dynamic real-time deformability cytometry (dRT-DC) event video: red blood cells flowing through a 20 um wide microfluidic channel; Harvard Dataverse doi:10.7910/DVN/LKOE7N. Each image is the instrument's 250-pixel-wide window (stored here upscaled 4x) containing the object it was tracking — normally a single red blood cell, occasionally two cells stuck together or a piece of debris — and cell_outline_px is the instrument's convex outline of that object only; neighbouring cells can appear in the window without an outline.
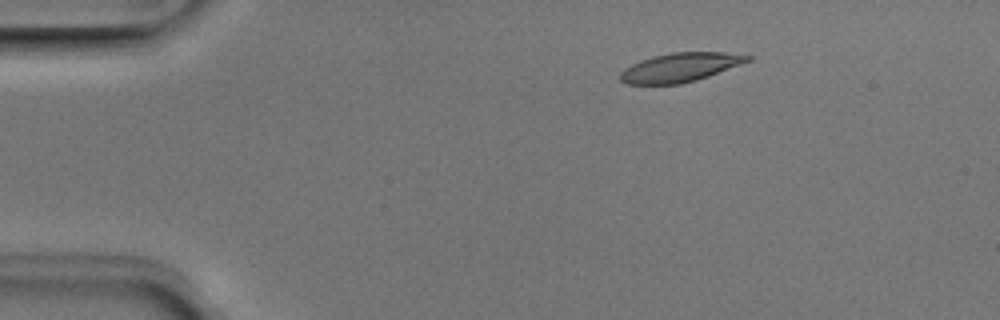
{"species": "Egyptian fruit bat (a non-hibernating species)", "species_latin": "Rousettus aegyptiacus", "temperature_condition": "room temperature", "stored_images_in_passage": 52, "camera_frame_rate_fps": 3000, "um_per_image_px": 0.085, "animal": {"sex": "male"}, "frame": {"image": 1, "passage_image": 9, "time_ms": 2.667, "image_size_px": [1000, 320], "cell_outline_px": [[752, 60], [708, 76], [696, 80], [680, 84], [628, 84], [620, 80], [620, 72], [624, 68], [640, 60], [652, 56], [672, 52], [724, 52], [752, 56]], "centroid_in_image_um": [57.8, 5.72], "position_along_channel_um": 27.2, "area_um2": 21.44}}
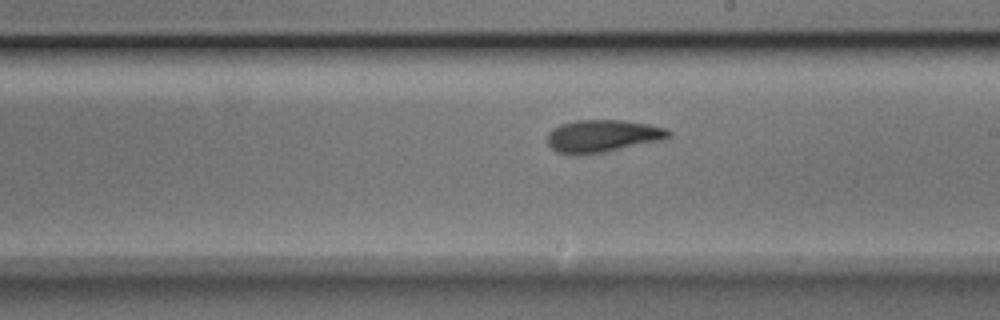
{"frame": {"image": 2, "passage_image": 30, "time_ms": 9.667, "image_size_px": [1000, 320], "cell_outline_px": [[672, 136], [660, 140], [604, 152], [580, 156], [568, 156], [556, 152], [548, 144], [548, 132], [552, 128], [560, 124], [576, 120], [624, 120], [648, 124], [668, 128], [672, 132]], "centroid_in_image_um": [51.18, 11.57], "position_along_channel_um": 237.8, "area_um2": 23.29}}
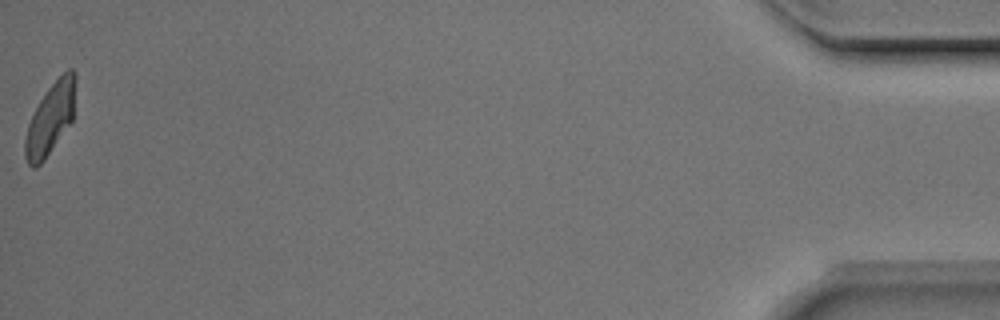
{"frame": {"image": 3, "passage_image": 52, "time_ms": 17.0, "image_size_px": [1000, 320], "cell_outline_px": [[76, 80], [72, 120], [44, 160], [36, 168], [32, 168], [28, 164], [24, 156], [24, 140], [28, 124], [40, 100], [48, 88], [68, 68], [72, 68], [76, 72]], "centroid_in_image_um": [4.27, 10.09], "position_along_channel_um": 430.9, "area_um2": 20.75}, "authors_computed_cell_mechanics": {"area_um2": 22.1663, "velocity_mm_per_s": 3.9484, "shape_relaxation_time_tau1_ms": 4.0754, "shape_relaxation_time_tau2_ms": 1.6494, "deformation_change_tau1": 0.1716, "deformation_change_tau2": 0.0913}}